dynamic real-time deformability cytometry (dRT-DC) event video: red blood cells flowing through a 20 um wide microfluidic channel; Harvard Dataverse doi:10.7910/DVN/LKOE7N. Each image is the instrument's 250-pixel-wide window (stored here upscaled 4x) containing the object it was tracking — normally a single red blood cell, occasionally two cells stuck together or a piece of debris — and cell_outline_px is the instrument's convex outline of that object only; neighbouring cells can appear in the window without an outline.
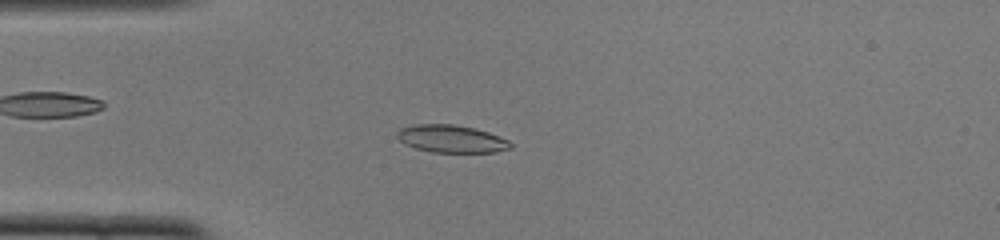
{"species": "common noctule bat (a hibernating species)", "species_latin": "Nyctalus noctula", "temperature_condition": "cold", "stored_images_in_passage": 51, "camera_frame_rate_fps": 3000, "um_per_image_px": 0.085, "animal": {"sex": "female", "body_mass_g": 22.0, "forearm_length_mm": 56.7}, "frame": {"image": 1, "passage_image": 13, "time_ms": 4.0, "image_size_px": [1000, 240], "cell_outline_px": [[512, 148], [496, 152], [432, 152], [416, 148], [404, 144], [396, 136], [396, 132], [400, 128], [416, 124], [452, 124], [472, 128], [488, 132], [500, 136], [508, 140], [512, 144]], "centroid_in_image_um": [38.36, 11.8], "position_along_channel_um": 46.6, "area_um2": 18.21}}
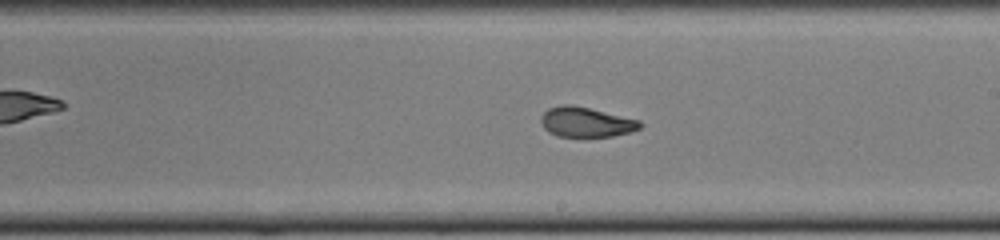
{"frame": {"image": 2, "passage_image": 29, "time_ms": 9.333, "image_size_px": [1000, 240], "cell_outline_px": [[644, 124], [640, 128], [628, 132], [612, 136], [556, 136], [548, 132], [544, 128], [540, 120], [540, 116], [548, 108], [560, 104], [572, 104], [640, 120]], "centroid_in_image_um": [49.78, 10.36], "position_along_channel_um": 239.2, "area_um2": 17.28}}
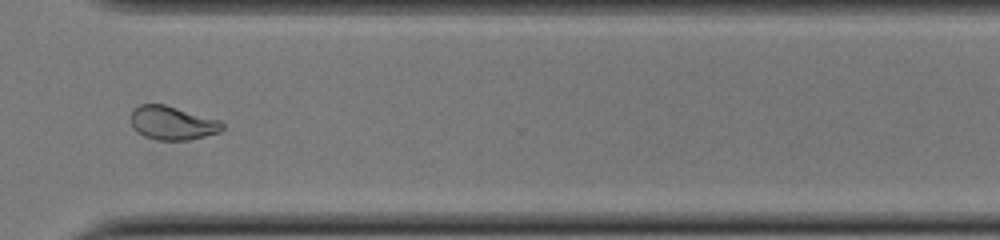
{"frame": {"image": 3, "passage_image": 38, "time_ms": 12.333, "image_size_px": [1000, 240], "cell_outline_px": [[224, 128], [220, 132], [188, 140], [156, 140], [144, 136], [136, 132], [128, 120], [128, 116], [132, 108], [140, 104], [164, 104], [220, 120], [224, 124]], "centroid_in_image_um": [14.58, 10.45], "position_along_channel_um": 356.0, "area_um2": 18.32}, "authors_computed_cell_mechanics": {"area_um2": 18.3226, "velocity_mm_per_s": 3.8623, "shape_relaxation_time_tau1_ms": null, "shape_relaxation_time_tau2_ms": 1.3385, "deformation_change_tau1": null, "deformation_change_tau2": 0.0746}}